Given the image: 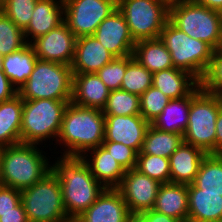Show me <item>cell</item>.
<instances>
[{"instance_id": "cell-6", "label": "cell", "mask_w": 222, "mask_h": 222, "mask_svg": "<svg viewBox=\"0 0 222 222\" xmlns=\"http://www.w3.org/2000/svg\"><path fill=\"white\" fill-rule=\"evenodd\" d=\"M69 102L71 100H23L21 143L39 145L52 137L57 140Z\"/></svg>"}, {"instance_id": "cell-21", "label": "cell", "mask_w": 222, "mask_h": 222, "mask_svg": "<svg viewBox=\"0 0 222 222\" xmlns=\"http://www.w3.org/2000/svg\"><path fill=\"white\" fill-rule=\"evenodd\" d=\"M91 155L83 154L84 160L94 178L104 188H118L126 170L101 145L89 150ZM90 157L87 159V157Z\"/></svg>"}, {"instance_id": "cell-32", "label": "cell", "mask_w": 222, "mask_h": 222, "mask_svg": "<svg viewBox=\"0 0 222 222\" xmlns=\"http://www.w3.org/2000/svg\"><path fill=\"white\" fill-rule=\"evenodd\" d=\"M27 44L23 30L0 10V55L4 57Z\"/></svg>"}, {"instance_id": "cell-2", "label": "cell", "mask_w": 222, "mask_h": 222, "mask_svg": "<svg viewBox=\"0 0 222 222\" xmlns=\"http://www.w3.org/2000/svg\"><path fill=\"white\" fill-rule=\"evenodd\" d=\"M105 137V115L101 109L89 108L69 102L57 138L63 143V155L83 156L102 145ZM59 139V140H58Z\"/></svg>"}, {"instance_id": "cell-20", "label": "cell", "mask_w": 222, "mask_h": 222, "mask_svg": "<svg viewBox=\"0 0 222 222\" xmlns=\"http://www.w3.org/2000/svg\"><path fill=\"white\" fill-rule=\"evenodd\" d=\"M206 155L202 149L183 142L169 158L170 182L192 184Z\"/></svg>"}, {"instance_id": "cell-44", "label": "cell", "mask_w": 222, "mask_h": 222, "mask_svg": "<svg viewBox=\"0 0 222 222\" xmlns=\"http://www.w3.org/2000/svg\"><path fill=\"white\" fill-rule=\"evenodd\" d=\"M215 154H222V108L216 120Z\"/></svg>"}, {"instance_id": "cell-16", "label": "cell", "mask_w": 222, "mask_h": 222, "mask_svg": "<svg viewBox=\"0 0 222 222\" xmlns=\"http://www.w3.org/2000/svg\"><path fill=\"white\" fill-rule=\"evenodd\" d=\"M130 214L121 192L117 188H105L73 222H127Z\"/></svg>"}, {"instance_id": "cell-26", "label": "cell", "mask_w": 222, "mask_h": 222, "mask_svg": "<svg viewBox=\"0 0 222 222\" xmlns=\"http://www.w3.org/2000/svg\"><path fill=\"white\" fill-rule=\"evenodd\" d=\"M133 57L152 74L174 67L171 54L160 38L137 41Z\"/></svg>"}, {"instance_id": "cell-30", "label": "cell", "mask_w": 222, "mask_h": 222, "mask_svg": "<svg viewBox=\"0 0 222 222\" xmlns=\"http://www.w3.org/2000/svg\"><path fill=\"white\" fill-rule=\"evenodd\" d=\"M193 184L199 193H221L222 196V154L205 156Z\"/></svg>"}, {"instance_id": "cell-22", "label": "cell", "mask_w": 222, "mask_h": 222, "mask_svg": "<svg viewBox=\"0 0 222 222\" xmlns=\"http://www.w3.org/2000/svg\"><path fill=\"white\" fill-rule=\"evenodd\" d=\"M180 222H188V187L186 184H161L153 209Z\"/></svg>"}, {"instance_id": "cell-11", "label": "cell", "mask_w": 222, "mask_h": 222, "mask_svg": "<svg viewBox=\"0 0 222 222\" xmlns=\"http://www.w3.org/2000/svg\"><path fill=\"white\" fill-rule=\"evenodd\" d=\"M64 22L76 38L94 35L99 24L117 9V0H63Z\"/></svg>"}, {"instance_id": "cell-28", "label": "cell", "mask_w": 222, "mask_h": 222, "mask_svg": "<svg viewBox=\"0 0 222 222\" xmlns=\"http://www.w3.org/2000/svg\"><path fill=\"white\" fill-rule=\"evenodd\" d=\"M37 59L29 43L20 50L4 56L1 68L11 84L18 90L30 77Z\"/></svg>"}, {"instance_id": "cell-10", "label": "cell", "mask_w": 222, "mask_h": 222, "mask_svg": "<svg viewBox=\"0 0 222 222\" xmlns=\"http://www.w3.org/2000/svg\"><path fill=\"white\" fill-rule=\"evenodd\" d=\"M168 0H117L135 42L157 39L169 21Z\"/></svg>"}, {"instance_id": "cell-31", "label": "cell", "mask_w": 222, "mask_h": 222, "mask_svg": "<svg viewBox=\"0 0 222 222\" xmlns=\"http://www.w3.org/2000/svg\"><path fill=\"white\" fill-rule=\"evenodd\" d=\"M102 111L104 115H140V96L122 89L112 90Z\"/></svg>"}, {"instance_id": "cell-12", "label": "cell", "mask_w": 222, "mask_h": 222, "mask_svg": "<svg viewBox=\"0 0 222 222\" xmlns=\"http://www.w3.org/2000/svg\"><path fill=\"white\" fill-rule=\"evenodd\" d=\"M76 37L63 22L57 28L33 40L30 45L40 60L71 66L75 56Z\"/></svg>"}, {"instance_id": "cell-5", "label": "cell", "mask_w": 222, "mask_h": 222, "mask_svg": "<svg viewBox=\"0 0 222 222\" xmlns=\"http://www.w3.org/2000/svg\"><path fill=\"white\" fill-rule=\"evenodd\" d=\"M221 108L222 96L205 91L199 84L191 92L184 142L207 154H215L216 120Z\"/></svg>"}, {"instance_id": "cell-19", "label": "cell", "mask_w": 222, "mask_h": 222, "mask_svg": "<svg viewBox=\"0 0 222 222\" xmlns=\"http://www.w3.org/2000/svg\"><path fill=\"white\" fill-rule=\"evenodd\" d=\"M64 22L63 0H37L31 20L23 30L27 43L47 34ZM31 36V41H29ZM33 38V39H32Z\"/></svg>"}, {"instance_id": "cell-33", "label": "cell", "mask_w": 222, "mask_h": 222, "mask_svg": "<svg viewBox=\"0 0 222 222\" xmlns=\"http://www.w3.org/2000/svg\"><path fill=\"white\" fill-rule=\"evenodd\" d=\"M153 74L133 58L126 67L120 89L141 96L152 86Z\"/></svg>"}, {"instance_id": "cell-41", "label": "cell", "mask_w": 222, "mask_h": 222, "mask_svg": "<svg viewBox=\"0 0 222 222\" xmlns=\"http://www.w3.org/2000/svg\"><path fill=\"white\" fill-rule=\"evenodd\" d=\"M18 94V90L11 84L0 67V102L12 99Z\"/></svg>"}, {"instance_id": "cell-29", "label": "cell", "mask_w": 222, "mask_h": 222, "mask_svg": "<svg viewBox=\"0 0 222 222\" xmlns=\"http://www.w3.org/2000/svg\"><path fill=\"white\" fill-rule=\"evenodd\" d=\"M183 142V135L160 131L150 125L146 132L142 149L138 154H151L170 158Z\"/></svg>"}, {"instance_id": "cell-24", "label": "cell", "mask_w": 222, "mask_h": 222, "mask_svg": "<svg viewBox=\"0 0 222 222\" xmlns=\"http://www.w3.org/2000/svg\"><path fill=\"white\" fill-rule=\"evenodd\" d=\"M199 84L193 75L174 67L155 72L152 78V86L171 100L188 96Z\"/></svg>"}, {"instance_id": "cell-25", "label": "cell", "mask_w": 222, "mask_h": 222, "mask_svg": "<svg viewBox=\"0 0 222 222\" xmlns=\"http://www.w3.org/2000/svg\"><path fill=\"white\" fill-rule=\"evenodd\" d=\"M23 99L17 94L0 102V148L21 143Z\"/></svg>"}, {"instance_id": "cell-9", "label": "cell", "mask_w": 222, "mask_h": 222, "mask_svg": "<svg viewBox=\"0 0 222 222\" xmlns=\"http://www.w3.org/2000/svg\"><path fill=\"white\" fill-rule=\"evenodd\" d=\"M21 202L29 222H73L67 216L61 185L52 171L21 190Z\"/></svg>"}, {"instance_id": "cell-38", "label": "cell", "mask_w": 222, "mask_h": 222, "mask_svg": "<svg viewBox=\"0 0 222 222\" xmlns=\"http://www.w3.org/2000/svg\"><path fill=\"white\" fill-rule=\"evenodd\" d=\"M200 85L205 91L222 96V47L214 50L210 66Z\"/></svg>"}, {"instance_id": "cell-42", "label": "cell", "mask_w": 222, "mask_h": 222, "mask_svg": "<svg viewBox=\"0 0 222 222\" xmlns=\"http://www.w3.org/2000/svg\"><path fill=\"white\" fill-rule=\"evenodd\" d=\"M140 214L147 220V222H180L173 217L167 216L152 209L144 211Z\"/></svg>"}, {"instance_id": "cell-36", "label": "cell", "mask_w": 222, "mask_h": 222, "mask_svg": "<svg viewBox=\"0 0 222 222\" xmlns=\"http://www.w3.org/2000/svg\"><path fill=\"white\" fill-rule=\"evenodd\" d=\"M37 0H4L0 10L19 28L24 30L30 20Z\"/></svg>"}, {"instance_id": "cell-39", "label": "cell", "mask_w": 222, "mask_h": 222, "mask_svg": "<svg viewBox=\"0 0 222 222\" xmlns=\"http://www.w3.org/2000/svg\"><path fill=\"white\" fill-rule=\"evenodd\" d=\"M102 146L125 170L136 167L138 152L135 149L114 141H103Z\"/></svg>"}, {"instance_id": "cell-37", "label": "cell", "mask_w": 222, "mask_h": 222, "mask_svg": "<svg viewBox=\"0 0 222 222\" xmlns=\"http://www.w3.org/2000/svg\"><path fill=\"white\" fill-rule=\"evenodd\" d=\"M133 58V55L115 57L111 62L98 70L96 74L111 91L120 89L127 64Z\"/></svg>"}, {"instance_id": "cell-7", "label": "cell", "mask_w": 222, "mask_h": 222, "mask_svg": "<svg viewBox=\"0 0 222 222\" xmlns=\"http://www.w3.org/2000/svg\"><path fill=\"white\" fill-rule=\"evenodd\" d=\"M159 38L170 52L174 68L190 73L201 82L210 66L214 49L204 41L189 37L170 21Z\"/></svg>"}, {"instance_id": "cell-34", "label": "cell", "mask_w": 222, "mask_h": 222, "mask_svg": "<svg viewBox=\"0 0 222 222\" xmlns=\"http://www.w3.org/2000/svg\"><path fill=\"white\" fill-rule=\"evenodd\" d=\"M135 169L161 184L170 183L169 158L151 154H138Z\"/></svg>"}, {"instance_id": "cell-46", "label": "cell", "mask_w": 222, "mask_h": 222, "mask_svg": "<svg viewBox=\"0 0 222 222\" xmlns=\"http://www.w3.org/2000/svg\"><path fill=\"white\" fill-rule=\"evenodd\" d=\"M127 222H147V220L140 213H131Z\"/></svg>"}, {"instance_id": "cell-40", "label": "cell", "mask_w": 222, "mask_h": 222, "mask_svg": "<svg viewBox=\"0 0 222 222\" xmlns=\"http://www.w3.org/2000/svg\"><path fill=\"white\" fill-rule=\"evenodd\" d=\"M25 212L21 202V191L0 185V213Z\"/></svg>"}, {"instance_id": "cell-35", "label": "cell", "mask_w": 222, "mask_h": 222, "mask_svg": "<svg viewBox=\"0 0 222 222\" xmlns=\"http://www.w3.org/2000/svg\"><path fill=\"white\" fill-rule=\"evenodd\" d=\"M171 99L154 86L140 96V115L149 123L157 118Z\"/></svg>"}, {"instance_id": "cell-13", "label": "cell", "mask_w": 222, "mask_h": 222, "mask_svg": "<svg viewBox=\"0 0 222 222\" xmlns=\"http://www.w3.org/2000/svg\"><path fill=\"white\" fill-rule=\"evenodd\" d=\"M160 186V182L133 168L126 170L117 189L130 213H142L153 209Z\"/></svg>"}, {"instance_id": "cell-1", "label": "cell", "mask_w": 222, "mask_h": 222, "mask_svg": "<svg viewBox=\"0 0 222 222\" xmlns=\"http://www.w3.org/2000/svg\"><path fill=\"white\" fill-rule=\"evenodd\" d=\"M51 166L57 176L67 216L74 221L87 210L105 190L94 178L82 156L63 155Z\"/></svg>"}, {"instance_id": "cell-23", "label": "cell", "mask_w": 222, "mask_h": 222, "mask_svg": "<svg viewBox=\"0 0 222 222\" xmlns=\"http://www.w3.org/2000/svg\"><path fill=\"white\" fill-rule=\"evenodd\" d=\"M188 222H220L222 220L221 193H199L188 184Z\"/></svg>"}, {"instance_id": "cell-4", "label": "cell", "mask_w": 222, "mask_h": 222, "mask_svg": "<svg viewBox=\"0 0 222 222\" xmlns=\"http://www.w3.org/2000/svg\"><path fill=\"white\" fill-rule=\"evenodd\" d=\"M169 21L189 37L222 47V13L191 0L170 2Z\"/></svg>"}, {"instance_id": "cell-15", "label": "cell", "mask_w": 222, "mask_h": 222, "mask_svg": "<svg viewBox=\"0 0 222 222\" xmlns=\"http://www.w3.org/2000/svg\"><path fill=\"white\" fill-rule=\"evenodd\" d=\"M149 126L141 115H105L104 141L122 143L139 153Z\"/></svg>"}, {"instance_id": "cell-8", "label": "cell", "mask_w": 222, "mask_h": 222, "mask_svg": "<svg viewBox=\"0 0 222 222\" xmlns=\"http://www.w3.org/2000/svg\"><path fill=\"white\" fill-rule=\"evenodd\" d=\"M73 72L71 66L37 59L33 71L18 89L23 100H71Z\"/></svg>"}, {"instance_id": "cell-3", "label": "cell", "mask_w": 222, "mask_h": 222, "mask_svg": "<svg viewBox=\"0 0 222 222\" xmlns=\"http://www.w3.org/2000/svg\"><path fill=\"white\" fill-rule=\"evenodd\" d=\"M37 144L18 143L0 148V185L23 190L51 171Z\"/></svg>"}, {"instance_id": "cell-47", "label": "cell", "mask_w": 222, "mask_h": 222, "mask_svg": "<svg viewBox=\"0 0 222 222\" xmlns=\"http://www.w3.org/2000/svg\"><path fill=\"white\" fill-rule=\"evenodd\" d=\"M2 56L0 55V67L2 66Z\"/></svg>"}, {"instance_id": "cell-14", "label": "cell", "mask_w": 222, "mask_h": 222, "mask_svg": "<svg viewBox=\"0 0 222 222\" xmlns=\"http://www.w3.org/2000/svg\"><path fill=\"white\" fill-rule=\"evenodd\" d=\"M94 36L114 57L133 55L136 42L118 8L99 24Z\"/></svg>"}, {"instance_id": "cell-27", "label": "cell", "mask_w": 222, "mask_h": 222, "mask_svg": "<svg viewBox=\"0 0 222 222\" xmlns=\"http://www.w3.org/2000/svg\"><path fill=\"white\" fill-rule=\"evenodd\" d=\"M190 103L191 93L183 98L170 100L150 125L160 131L183 135L188 126Z\"/></svg>"}, {"instance_id": "cell-17", "label": "cell", "mask_w": 222, "mask_h": 222, "mask_svg": "<svg viewBox=\"0 0 222 222\" xmlns=\"http://www.w3.org/2000/svg\"><path fill=\"white\" fill-rule=\"evenodd\" d=\"M115 57L94 35L76 38L73 73H96Z\"/></svg>"}, {"instance_id": "cell-43", "label": "cell", "mask_w": 222, "mask_h": 222, "mask_svg": "<svg viewBox=\"0 0 222 222\" xmlns=\"http://www.w3.org/2000/svg\"><path fill=\"white\" fill-rule=\"evenodd\" d=\"M0 222H29L25 212L0 213Z\"/></svg>"}, {"instance_id": "cell-18", "label": "cell", "mask_w": 222, "mask_h": 222, "mask_svg": "<svg viewBox=\"0 0 222 222\" xmlns=\"http://www.w3.org/2000/svg\"><path fill=\"white\" fill-rule=\"evenodd\" d=\"M110 91L96 73H73L71 102L76 105L103 110Z\"/></svg>"}, {"instance_id": "cell-45", "label": "cell", "mask_w": 222, "mask_h": 222, "mask_svg": "<svg viewBox=\"0 0 222 222\" xmlns=\"http://www.w3.org/2000/svg\"><path fill=\"white\" fill-rule=\"evenodd\" d=\"M191 1L222 13V0H191Z\"/></svg>"}]
</instances>
